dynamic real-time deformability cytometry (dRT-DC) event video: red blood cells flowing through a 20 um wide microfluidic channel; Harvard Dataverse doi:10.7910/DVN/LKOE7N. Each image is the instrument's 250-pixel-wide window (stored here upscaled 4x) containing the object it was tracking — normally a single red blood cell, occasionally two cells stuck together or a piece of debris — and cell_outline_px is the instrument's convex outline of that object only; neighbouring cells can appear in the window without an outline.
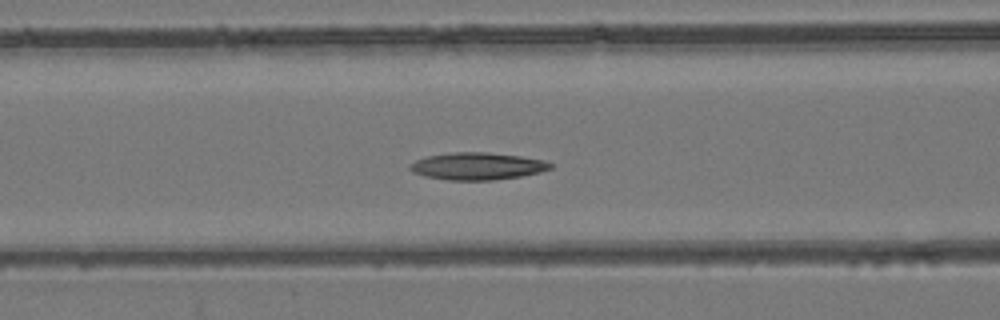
{"species": "common noctule bat (a hibernating species)", "species_latin": "Nyctalus noctula", "temperature_condition": "room temperature", "stored_images_in_passage": 37, "camera_frame_rate_fps": 3000, "um_per_image_px": 0.085, "animal": {"sex": "female", "body_mass_g": 24.6, "forearm_length_mm": 56.2}, "frame": {"image": 1, "passage_image": 5, "time_ms": 1.333, "image_size_px": [1000, 320], "cell_outline_px": [[552, 168], [540, 172], [520, 176], [492, 180], [448, 180], [424, 176], [412, 172], [408, 168], [408, 164], [416, 160], [428, 156], [452, 152], [488, 152], [520, 156], [544, 160], [552, 164]], "centroid_in_image_um": [40.54, 14.12], "position_along_channel_um": 126.1, "area_um2": 22.31}}
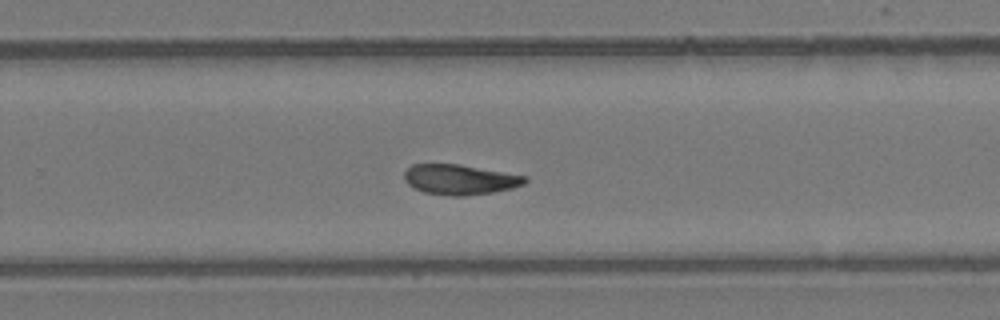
{"frame": {"image": 2, "passage_image": 18, "time_ms": 5.667, "image_size_px": [1000, 320], "cell_outline_px": [[528, 180], [524, 184], [512, 188], [492, 192], [464, 196], [452, 196], [424, 192], [408, 184], [404, 180], [404, 172], [412, 164], [460, 164], [528, 176]], "centroid_in_image_um": [39.11, 15.25], "position_along_channel_um": 290.7, "area_um2": 21.21}}
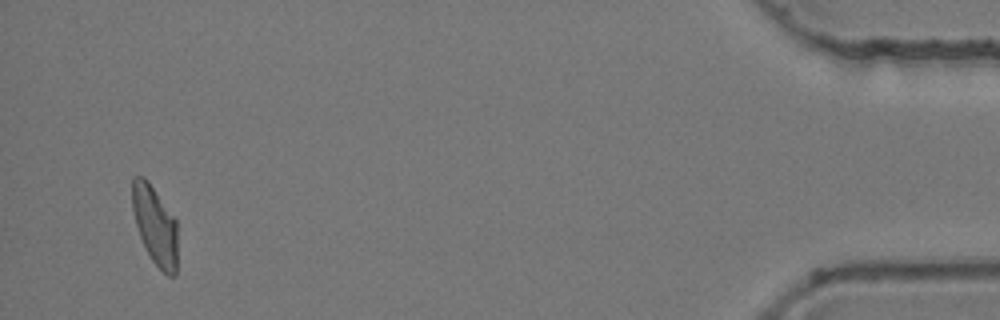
{"frame": {"image": 3, "passage_image": 35, "time_ms": 11.333, "image_size_px": [1000, 320], "cell_outline_px": [[176, 276], [168, 276], [152, 260], [140, 236], [136, 224], [132, 208], [132, 180], [136, 176], [144, 176], [148, 180], [176, 220]], "centroid_in_image_um": [13.17, 19.13], "position_along_channel_um": 422.0, "area_um2": 20.4}}